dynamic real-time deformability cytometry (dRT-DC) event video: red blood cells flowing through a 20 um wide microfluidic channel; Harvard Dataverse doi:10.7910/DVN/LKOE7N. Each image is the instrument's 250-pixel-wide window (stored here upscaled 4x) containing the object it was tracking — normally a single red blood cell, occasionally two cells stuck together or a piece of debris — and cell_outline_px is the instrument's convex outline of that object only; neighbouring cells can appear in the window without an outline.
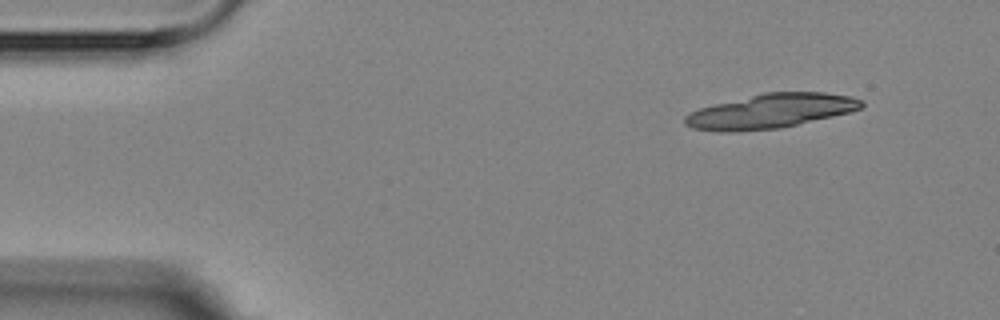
{"species": "Egyptian fruit bat (a non-hibernating species)", "species_latin": "Rousettus aegyptiacus", "temperature_condition": "room temperature", "stored_images_in_passage": 3, "camera_frame_rate_fps": 3000, "um_per_image_px": 0.085, "animal": {"sex": "female"}, "frame": {"image": 1, "passage_image": 1, "time_ms": 0.0, "image_size_px": [1000, 320], "cell_outline_px": [[864, 104], [860, 108], [848, 112], [832, 116], [780, 128], [728, 132], [692, 128], [684, 124], [684, 116], [700, 108], [764, 92], [824, 92], [852, 96], [864, 100]], "centroid_in_image_um": [65.53, 9.43], "position_along_channel_um": 19.5, "area_um2": 34.97}}